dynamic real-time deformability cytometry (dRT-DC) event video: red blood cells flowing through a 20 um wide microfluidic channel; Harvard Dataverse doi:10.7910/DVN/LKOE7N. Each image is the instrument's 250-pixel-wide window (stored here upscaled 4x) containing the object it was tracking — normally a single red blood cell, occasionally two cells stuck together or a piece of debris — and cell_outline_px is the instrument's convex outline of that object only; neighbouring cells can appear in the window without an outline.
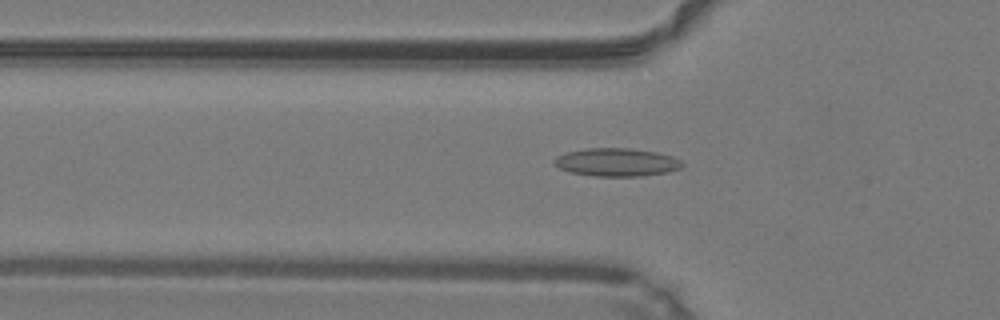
{"species": "common noctule bat (a hibernating species)", "species_latin": "Nyctalus noctula", "temperature_condition": "warm", "stored_images_in_passage": 47, "camera_frame_rate_fps": 3000, "um_per_image_px": 0.085, "animal": {"sex": "male", "body_mass_g": 19.2, "forearm_length_mm": 51.8}, "frame": {"image": 1, "passage_image": 15, "time_ms": 4.667, "image_size_px": [1000, 320], "cell_outline_px": [[684, 164], [680, 168], [668, 172], [644, 176], [596, 176], [572, 172], [560, 168], [552, 164], [552, 160], [556, 156], [568, 152], [588, 148], [628, 148], [656, 152], [672, 156], [680, 160]], "centroid_in_image_um": [52.41, 13.79], "position_along_channel_um": 73.4, "area_um2": 20.92}}
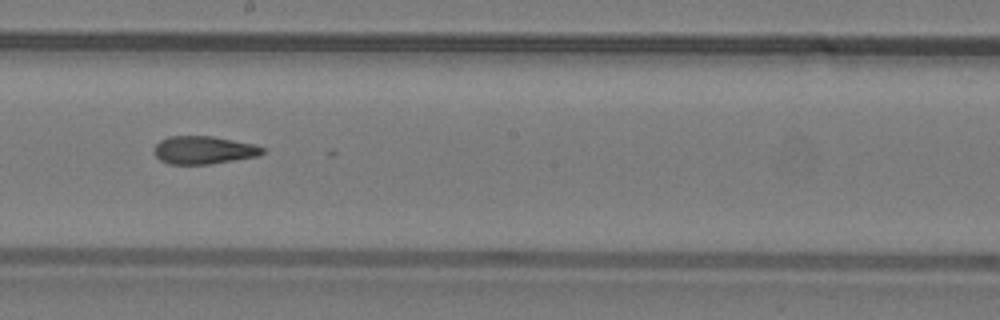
{"frame": {"image": 2, "passage_image": 26, "time_ms": 8.333, "image_size_px": [1000, 320], "cell_outline_px": [[264, 152], [260, 156], [208, 164], [168, 164], [160, 160], [152, 152], [156, 144], [160, 140], [168, 136], [212, 136], [256, 144], [264, 148]], "centroid_in_image_um": [17.31, 12.75], "position_along_channel_um": 230.9, "area_um2": 17.8}}
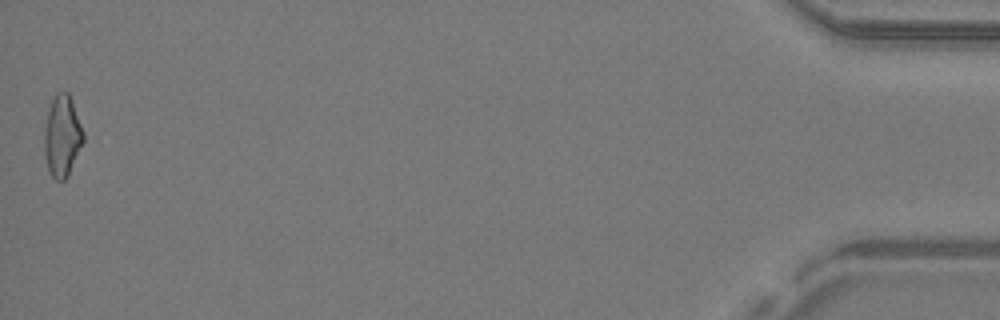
{"frame": {"image": 3, "passage_image": 47, "time_ms": 15.333, "image_size_px": [1000, 320], "cell_outline_px": [[84, 140], [68, 176], [64, 180], [56, 180], [52, 176], [48, 168], [44, 156], [44, 128], [48, 112], [52, 100], [56, 92], [68, 92], [72, 100], [84, 132]], "centroid_in_image_um": [5.28, 11.57], "position_along_channel_um": 429.9, "area_um2": 18.5}, "authors_computed_cell_mechanics": {"area_um2": 18.1492, "velocity_mm_per_s": 4.3174, "shape_relaxation_time_tau1_ms": null, "shape_relaxation_time_tau2_ms": 2.8847, "deformation_change_tau1": null, "deformation_change_tau2": 0.1259}}